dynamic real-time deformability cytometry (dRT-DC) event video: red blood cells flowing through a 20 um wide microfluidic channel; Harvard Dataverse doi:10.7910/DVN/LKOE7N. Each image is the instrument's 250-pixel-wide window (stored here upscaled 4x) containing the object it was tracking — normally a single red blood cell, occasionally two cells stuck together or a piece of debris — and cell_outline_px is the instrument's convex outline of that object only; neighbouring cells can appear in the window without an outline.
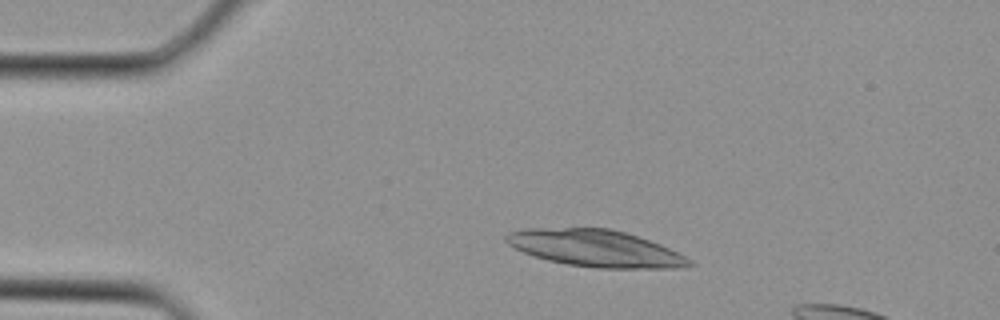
{"species": "Egyptian fruit bat (a non-hibernating species)", "species_latin": "Rousettus aegyptiacus", "temperature_condition": "cold", "stored_images_in_passage": 3, "camera_frame_rate_fps": 3000, "um_per_image_px": 0.085, "animal": {"sex": "female"}, "frame": {"image": 1, "passage_image": 1, "time_ms": 0.0, "image_size_px": [1000, 320], "cell_outline_px": [[696, 264], [676, 268], [596, 268], [568, 264], [548, 260], [524, 252], [508, 244], [504, 240], [504, 236], [508, 232], [528, 228], [608, 228], [624, 232], [660, 244], [692, 260]], "centroid_in_image_um": [50.6, 21.1], "position_along_channel_um": 34.4, "area_um2": 38.96}}